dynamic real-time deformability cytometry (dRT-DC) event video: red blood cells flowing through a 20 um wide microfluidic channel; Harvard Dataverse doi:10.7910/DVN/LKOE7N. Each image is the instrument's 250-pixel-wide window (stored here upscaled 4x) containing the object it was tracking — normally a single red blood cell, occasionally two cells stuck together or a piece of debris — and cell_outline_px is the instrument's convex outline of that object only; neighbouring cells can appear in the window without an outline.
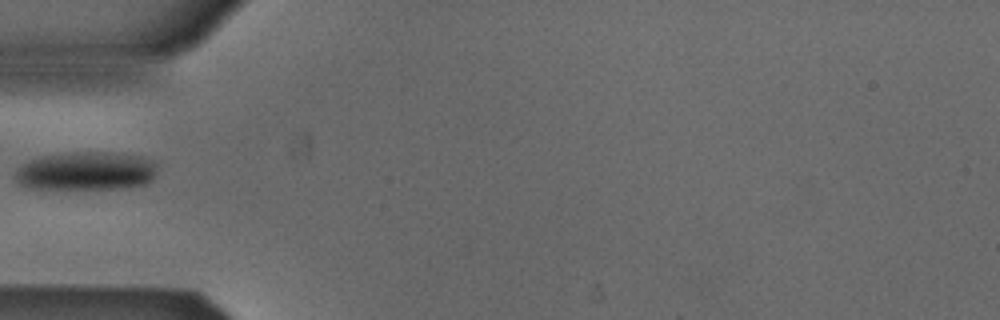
{"species": "Egyptian fruit bat (a non-hibernating species)", "species_latin": "Rousettus aegyptiacus", "temperature_condition": "cold", "stored_images_in_passage": 36, "camera_frame_rate_fps": 3000, "um_per_image_px": 0.085, "animal": {"sex": "male"}, "frame": {"image": 1, "passage_image": 1, "time_ms": 0.0, "image_size_px": [1000, 320], "cell_outline_px": [[156, 176], [148, 184], [128, 188], [28, 188], [20, 184], [16, 180], [16, 172], [24, 164], [40, 156], [72, 152], [108, 152], [144, 156], [152, 160], [156, 164]], "centroid_in_image_um": [7.41, 14.53], "position_along_channel_um": 77.6, "area_um2": 31.91}}
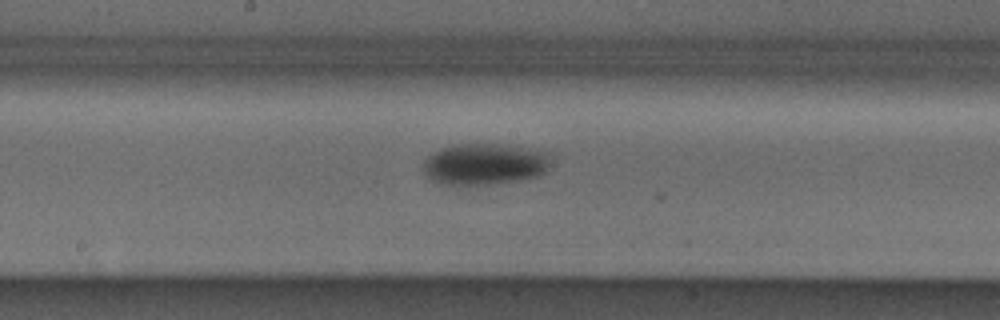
{"frame": {"image": 2, "passage_image": 11, "time_ms": 3.333, "image_size_px": [1000, 320], "cell_outline_px": [[552, 152], [548, 172], [540, 176], [528, 180], [496, 184], [436, 184], [420, 168], [424, 160], [428, 156], [440, 148], [452, 144], [508, 144]], "centroid_in_image_um": [41.26, 13.95], "position_along_channel_um": 206.9, "area_um2": 31.91}}
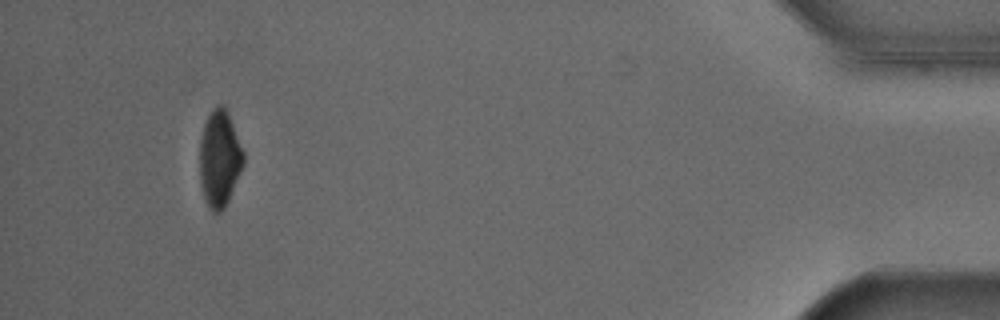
{"frame": {"image": 3, "passage_image": 33, "time_ms": 10.667, "image_size_px": [1000, 320], "cell_outline_px": [[244, 164], [228, 200], [224, 208], [220, 212], [212, 212], [208, 208], [200, 184], [200, 140], [204, 124], [212, 108], [216, 104], [220, 104], [228, 112], [244, 152]], "centroid_in_image_um": [18.66, 13.48], "position_along_channel_um": 416.5, "area_um2": 24.57}}